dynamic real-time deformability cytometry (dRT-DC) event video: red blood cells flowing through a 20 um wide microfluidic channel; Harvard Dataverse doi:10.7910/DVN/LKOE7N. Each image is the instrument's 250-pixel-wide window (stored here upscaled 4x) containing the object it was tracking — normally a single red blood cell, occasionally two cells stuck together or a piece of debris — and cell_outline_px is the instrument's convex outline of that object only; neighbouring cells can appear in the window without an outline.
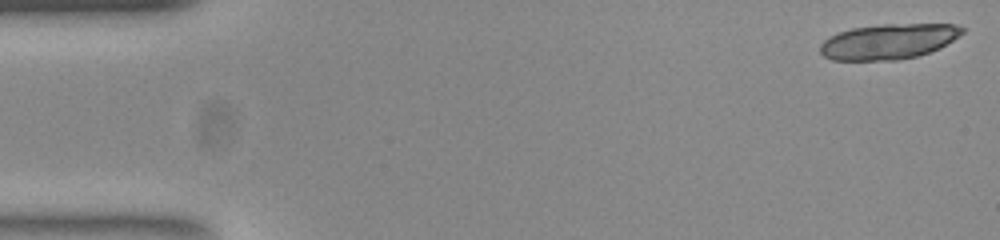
{"species": "common noctule bat (a hibernating species)", "species_latin": "Nyctalus noctula", "temperature_condition": "room temperature", "stored_images_in_passage": 18, "camera_frame_rate_fps": 3000, "um_per_image_px": 0.085, "animal": {"sex": "female", "body_mass_g": 23.0, "forearm_length_mm": 53.4}, "frame": {"image": 1, "passage_image": 1, "time_ms": 0.0, "image_size_px": [1000, 240], "cell_outline_px": [[964, 32], [940, 48], [916, 56], [896, 60], [832, 60], [824, 56], [820, 52], [820, 44], [828, 36], [836, 32], [852, 28], [880, 24], [956, 24], [964, 28]], "centroid_in_image_um": [75.49, 3.52], "position_along_channel_um": 9.5, "area_um2": 29.3}}